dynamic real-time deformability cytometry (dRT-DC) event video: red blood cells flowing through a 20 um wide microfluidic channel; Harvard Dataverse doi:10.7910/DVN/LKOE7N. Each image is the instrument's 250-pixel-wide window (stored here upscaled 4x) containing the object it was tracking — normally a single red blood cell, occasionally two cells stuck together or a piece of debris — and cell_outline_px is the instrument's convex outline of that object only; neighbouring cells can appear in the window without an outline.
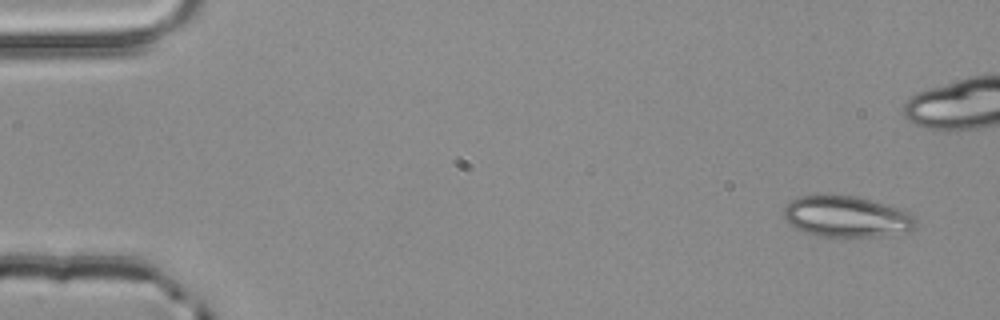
{"species": "common noctule bat (a hibernating species)", "species_latin": "Nyctalus noctula", "temperature_condition": "room temperature", "stored_images_in_passage": 4, "camera_frame_rate_fps": 3000, "um_per_image_px": 0.085, "animal": {"sex": "male", "body_mass_g": 20.4}, "frame": {"image": 1, "passage_image": 1, "time_ms": 0.0, "image_size_px": [1000, 320], "cell_outline_px": [[916, 224], [912, 228], [904, 232], [876, 236], [816, 236], [804, 232], [788, 224], [784, 216], [784, 208], [792, 200], [800, 196], [856, 196], [900, 208], [912, 212], [916, 220]], "centroid_in_image_um": [71.96, 18.42], "position_along_channel_um": 13.0, "area_um2": 31.27}}